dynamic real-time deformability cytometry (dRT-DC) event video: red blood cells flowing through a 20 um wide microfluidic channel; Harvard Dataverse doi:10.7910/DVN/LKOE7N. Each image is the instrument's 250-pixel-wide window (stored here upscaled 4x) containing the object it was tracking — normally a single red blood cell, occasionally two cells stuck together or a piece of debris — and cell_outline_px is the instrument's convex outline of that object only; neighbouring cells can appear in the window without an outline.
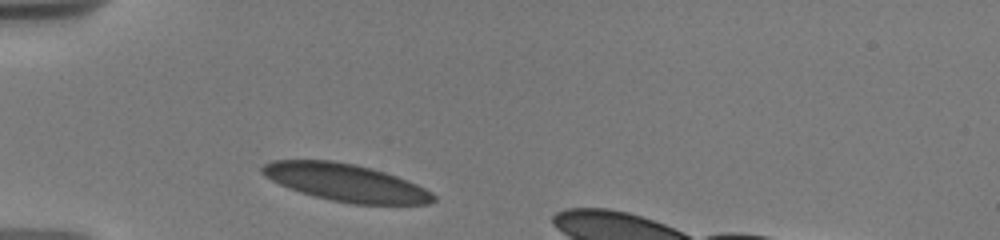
{"species": "human", "species_latin": "Homo sapiens", "temperature_condition": "warm", "stored_images_in_passage": 28, "camera_frame_rate_fps": 3000, "um_per_image_px": 0.085, "donor": {"sex": "male"}, "frame": {"image": 1, "passage_image": 1, "time_ms": 0.0, "image_size_px": [1000, 240], "cell_outline_px": [[436, 200], [428, 204], [352, 204], [332, 200], [316, 196], [280, 184], [264, 176], [260, 172], [260, 168], [264, 164], [272, 160], [332, 160], [356, 164], [372, 168], [408, 180], [432, 192], [436, 196]], "centroid_in_image_um": [29.41, 15.51], "position_along_channel_um": 55.6, "area_um2": 37.11}}
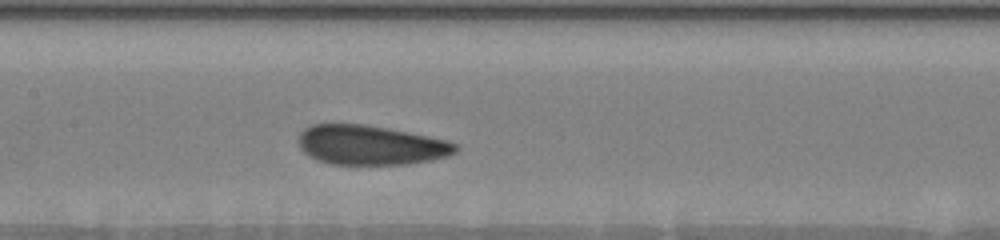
{"frame": {"image": 2, "passage_image": 10, "time_ms": 3.667, "image_size_px": [1000, 240], "cell_outline_px": [[460, 148], [456, 152], [448, 156], [432, 160], [408, 164], [332, 164], [320, 160], [304, 152], [300, 148], [300, 132], [304, 128], [312, 124], [364, 124], [388, 128], [448, 140], [456, 144]], "centroid_in_image_um": [31.55, 12.32], "position_along_channel_um": 175.9, "area_um2": 36.07}}
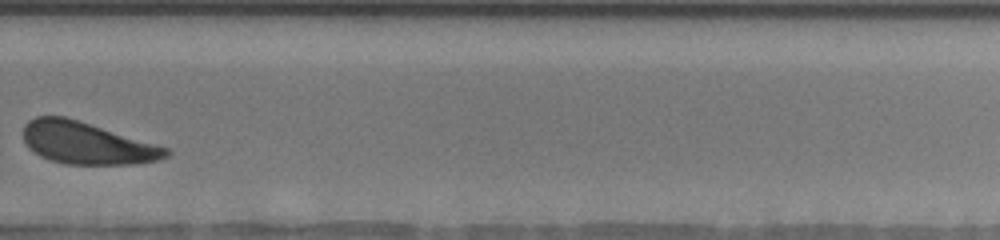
{"frame": {"image": 3, "passage_image": 20, "time_ms": 7.667, "image_size_px": [1000, 240], "cell_outline_px": [[172, 152], [168, 156], [160, 160], [132, 164], [64, 164], [40, 156], [28, 148], [24, 140], [24, 124], [28, 120], [36, 116], [64, 116], [168, 148]], "centroid_in_image_um": [7.36, 12.17], "position_along_channel_um": 322.4, "area_um2": 34.68}}